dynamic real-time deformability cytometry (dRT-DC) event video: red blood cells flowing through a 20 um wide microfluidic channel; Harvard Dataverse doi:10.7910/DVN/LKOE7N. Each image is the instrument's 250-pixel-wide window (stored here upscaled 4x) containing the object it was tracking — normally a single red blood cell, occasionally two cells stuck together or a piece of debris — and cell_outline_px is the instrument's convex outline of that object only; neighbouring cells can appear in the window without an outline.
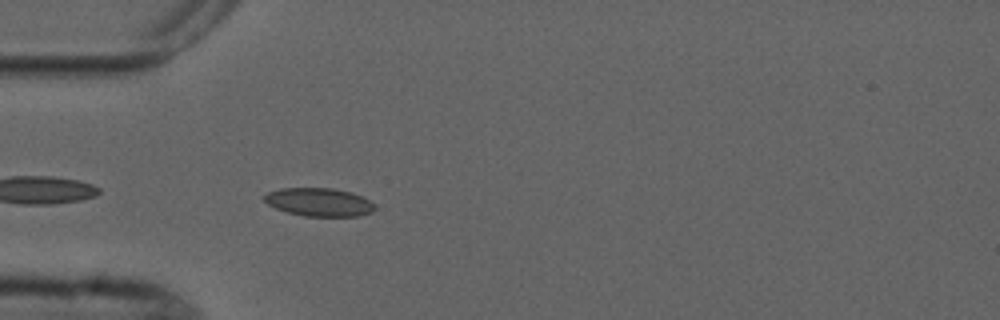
{"species": "common noctule bat (a hibernating species)", "species_latin": "Nyctalus noctula", "temperature_condition": "cold", "stored_images_in_passage": 4, "camera_frame_rate_fps": 3000, "um_per_image_px": 0.085, "animal": {"sex": "male", "forearm_length_mm": 52.5}, "frame": {"image": 1, "passage_image": 4, "time_ms": 3.333, "image_size_px": [1000, 320], "cell_outline_px": [[376, 208], [372, 212], [356, 216], [304, 216], [288, 212], [276, 208], [268, 204], [264, 200], [264, 196], [268, 192], [280, 188], [332, 188], [352, 192], [376, 204]], "centroid_in_image_um": [27.13, 17.17], "position_along_channel_um": 57.9, "area_um2": 18.15}}